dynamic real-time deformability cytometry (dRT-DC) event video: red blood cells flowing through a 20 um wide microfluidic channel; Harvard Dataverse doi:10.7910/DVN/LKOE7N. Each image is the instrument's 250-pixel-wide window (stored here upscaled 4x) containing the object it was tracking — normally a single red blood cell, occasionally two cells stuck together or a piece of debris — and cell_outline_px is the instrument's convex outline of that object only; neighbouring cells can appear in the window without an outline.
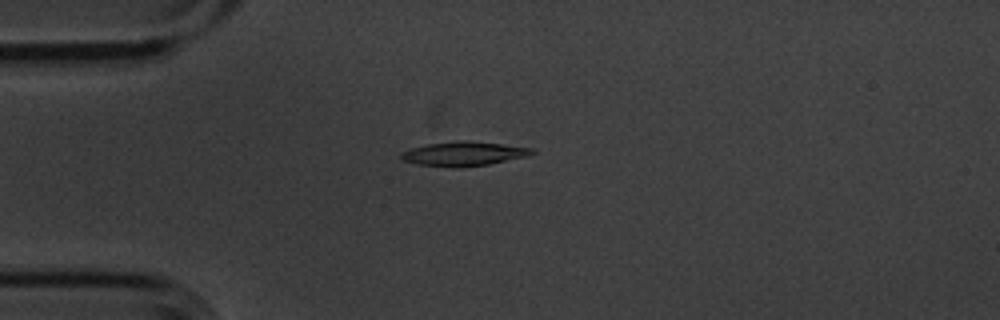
{"species": "common noctule bat (a hibernating species)", "species_latin": "Nyctalus noctula", "temperature_condition": "cold", "stored_images_in_passage": 6, "camera_frame_rate_fps": 3000, "um_per_image_px": 0.085, "animal": {"sex": "male", "body_mass_g": 20.1, "forearm_length_mm": 53.5}, "frame": {"image": 1, "passage_image": 4, "time_ms": 1.0, "image_size_px": [1000, 320], "cell_outline_px": [[536, 152], [528, 156], [488, 164], [416, 164], [404, 160], [400, 156], [400, 152], [412, 148], [428, 144], [456, 140], [468, 140], [532, 148]], "centroid_in_image_um": [39.45, 13.01], "position_along_channel_um": 45.5, "area_um2": 17.4}}
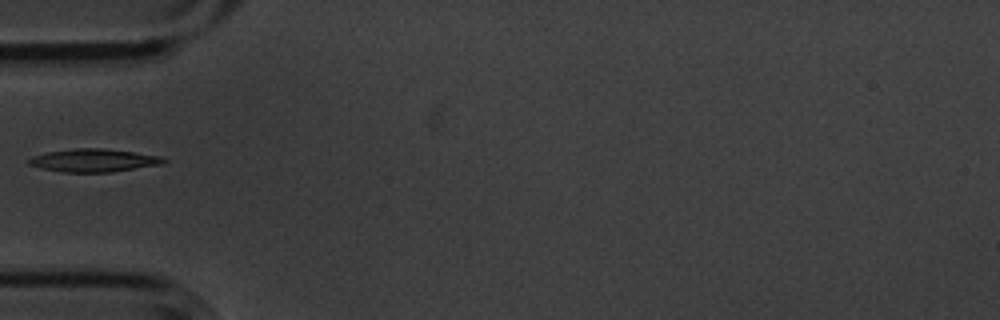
{"frame": {"image": 2, "passage_image": 5, "time_ms": 1.333, "image_size_px": [1000, 320], "cell_outline_px": [[168, 160], [164, 164], [112, 172], [64, 172], [40, 168], [28, 164], [28, 160], [32, 156], [44, 152], [76, 148], [104, 148], [164, 156]], "centroid_in_image_um": [8.01, 13.63], "position_along_channel_um": 77.0, "area_um2": 18.32}}
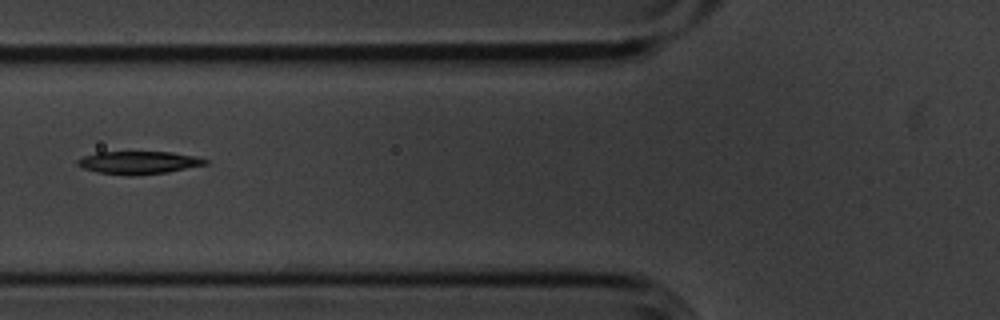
{"frame": {"image": 3, "passage_image": 6, "time_ms": 1.667, "image_size_px": [1000, 320], "cell_outline_px": [[208, 164], [168, 172], [136, 176], [128, 176], [96, 172], [80, 168], [76, 164], [76, 160], [84, 156], [96, 152], [172, 152], [196, 156], [208, 160]], "centroid_in_image_um": [11.75, 13.83], "position_along_channel_um": 114.0, "area_um2": 17.28}}